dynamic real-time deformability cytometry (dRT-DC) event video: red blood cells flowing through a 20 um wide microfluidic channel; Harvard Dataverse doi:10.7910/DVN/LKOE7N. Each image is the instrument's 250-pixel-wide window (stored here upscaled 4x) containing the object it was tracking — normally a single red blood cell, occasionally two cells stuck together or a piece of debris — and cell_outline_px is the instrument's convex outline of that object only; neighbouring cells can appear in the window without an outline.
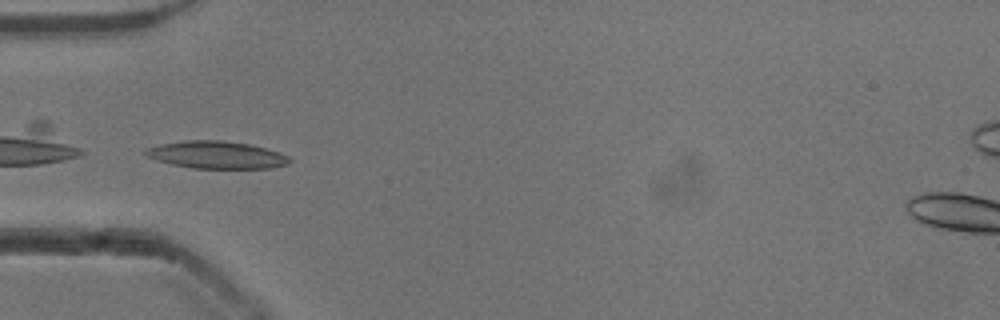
{"species": "common noctule bat (a hibernating species)", "species_latin": "Nyctalus noctula", "temperature_condition": "cold", "stored_images_in_passage": 37, "camera_frame_rate_fps": 3000, "um_per_image_px": 0.085, "animal": {"sex": "male", "body_mass_g": 13.3}, "frame": {"image": 1, "passage_image": 16, "time_ms": 5.0, "image_size_px": [1000, 320], "cell_outline_px": [[292, 160], [288, 164], [268, 168], [192, 168], [172, 164], [156, 160], [144, 156], [144, 152], [148, 148], [160, 144], [184, 140], [220, 140], [248, 144], [280, 152], [288, 156]], "centroid_in_image_um": [18.38, 13.16], "position_along_channel_um": 66.6, "area_um2": 22.89}}
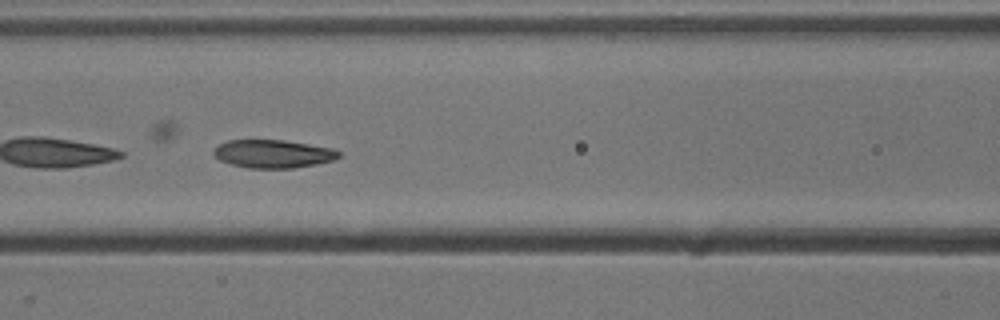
{"frame": {"image": 2, "passage_image": 22, "time_ms": 7.0, "image_size_px": [1000, 320], "cell_outline_px": [[340, 156], [332, 160], [316, 164], [292, 168], [248, 168], [232, 164], [220, 160], [212, 152], [220, 144], [228, 140], [284, 140], [332, 148], [340, 152]], "centroid_in_image_um": [23.21, 13.07], "position_along_channel_um": 143.4, "area_um2": 20.29}}